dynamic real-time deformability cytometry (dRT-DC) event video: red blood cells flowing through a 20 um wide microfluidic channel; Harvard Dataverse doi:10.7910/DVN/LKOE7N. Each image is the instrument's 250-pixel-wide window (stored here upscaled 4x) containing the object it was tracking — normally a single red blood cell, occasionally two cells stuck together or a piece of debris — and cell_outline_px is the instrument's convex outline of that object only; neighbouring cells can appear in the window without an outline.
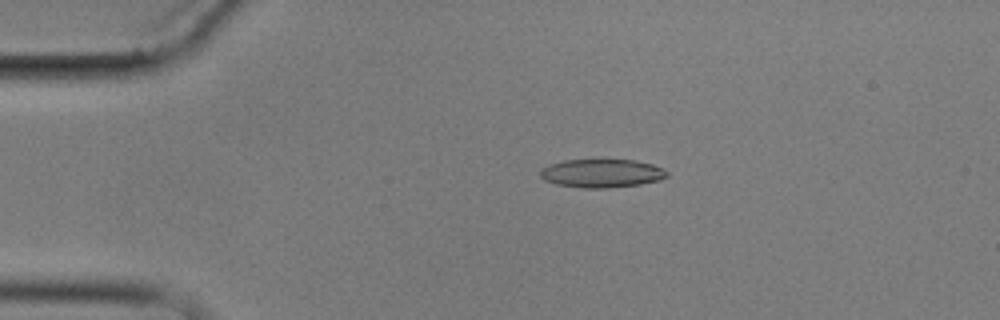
{"species": "common noctule bat (a hibernating species)", "species_latin": "Nyctalus noctula", "temperature_condition": "cold", "stored_images_in_passage": 5, "camera_frame_rate_fps": 3000, "um_per_image_px": 0.085, "animal": {"sex": "male", "body_mass_g": 17.9}, "frame": {"image": 1, "passage_image": 4, "time_ms": 3.667, "image_size_px": [1000, 320], "cell_outline_px": [[668, 176], [660, 180], [640, 184], [608, 188], [584, 188], [556, 184], [544, 180], [540, 176], [540, 168], [548, 164], [564, 160], [636, 160], [652, 164], [668, 172]], "centroid_in_image_um": [51.12, 14.73], "position_along_channel_um": 33.9, "area_um2": 21.04}}